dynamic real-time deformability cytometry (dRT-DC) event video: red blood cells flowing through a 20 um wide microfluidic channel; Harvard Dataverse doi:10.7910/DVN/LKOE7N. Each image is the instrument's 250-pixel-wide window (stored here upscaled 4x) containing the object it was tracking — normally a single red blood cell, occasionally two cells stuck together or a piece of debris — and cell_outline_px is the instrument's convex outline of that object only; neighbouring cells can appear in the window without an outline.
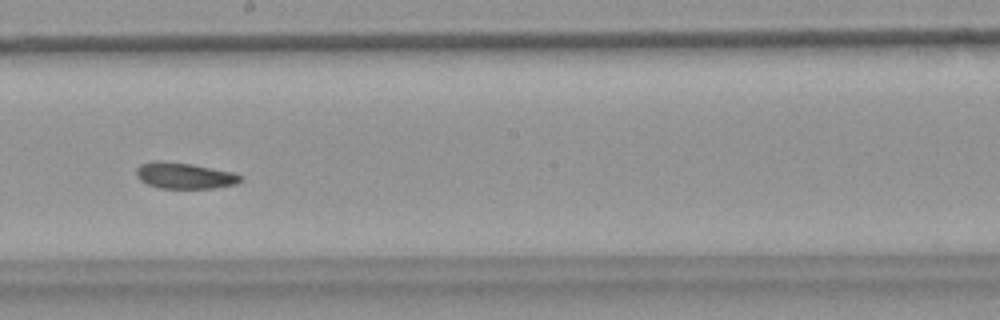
{"species": "common noctule bat (a hibernating species)", "species_latin": "Nyctalus noctula", "temperature_condition": "warm", "stored_images_in_passage": 30, "camera_frame_rate_fps": 3000, "um_per_image_px": 0.085, "animal": {"sex": "female", "body_mass_g": 18.4}, "frame": {"image": 1, "passage_image": 18, "time_ms": 5.667, "image_size_px": [1000, 320], "cell_outline_px": [[244, 180], [236, 184], [216, 188], [160, 188], [148, 184], [140, 180], [136, 176], [136, 168], [140, 164], [152, 160], [160, 160], [192, 164], [232, 172], [244, 176]], "centroid_in_image_um": [15.69, 14.92], "position_along_channel_um": 232.5, "area_um2": 16.07}, "authors_computed_cell_mechanics": {"area_um2": 16.2418, "velocity_mm_per_s": 3.7115, "shape_relaxation_time_tau1_ms": 7.9635, "shape_relaxation_time_tau2_ms": 7.3613, "deformation_change_tau1": 0.1191, "deformation_change_tau2": 0.0995}}